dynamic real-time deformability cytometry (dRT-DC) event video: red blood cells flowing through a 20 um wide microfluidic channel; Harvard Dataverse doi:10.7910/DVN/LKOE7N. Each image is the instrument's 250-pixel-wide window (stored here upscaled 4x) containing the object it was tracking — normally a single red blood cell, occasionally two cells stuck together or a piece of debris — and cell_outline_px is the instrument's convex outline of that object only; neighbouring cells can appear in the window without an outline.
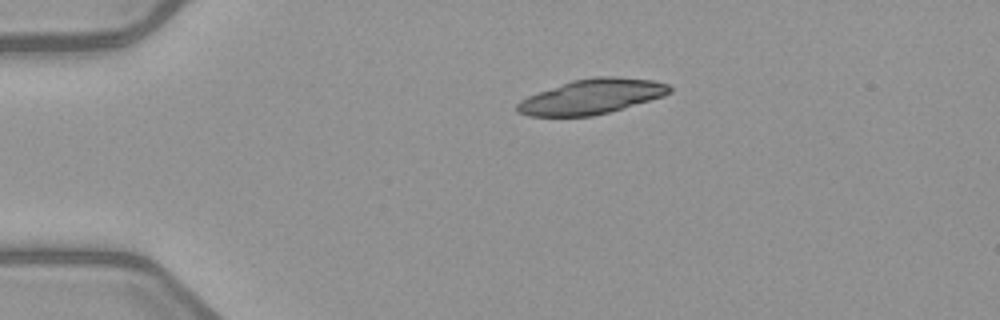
{"species": "common noctule bat (a hibernating species)", "species_latin": "Nyctalus noctula", "temperature_condition": "warm", "stored_images_in_passage": 2, "camera_frame_rate_fps": 3000, "um_per_image_px": 0.085, "animal": {"sex": "female", "body_mass_g": 21.9}, "frame": {"image": 1, "passage_image": 1, "time_ms": 0.0, "image_size_px": [1000, 320], "cell_outline_px": [[672, 92], [664, 96], [608, 112], [592, 116], [528, 116], [516, 112], [516, 104], [520, 100], [528, 96], [572, 80], [596, 76], [612, 76], [652, 80], [668, 84], [672, 88]], "centroid_in_image_um": [50.29, 8.21], "position_along_channel_um": 34.7, "area_um2": 30.81}}